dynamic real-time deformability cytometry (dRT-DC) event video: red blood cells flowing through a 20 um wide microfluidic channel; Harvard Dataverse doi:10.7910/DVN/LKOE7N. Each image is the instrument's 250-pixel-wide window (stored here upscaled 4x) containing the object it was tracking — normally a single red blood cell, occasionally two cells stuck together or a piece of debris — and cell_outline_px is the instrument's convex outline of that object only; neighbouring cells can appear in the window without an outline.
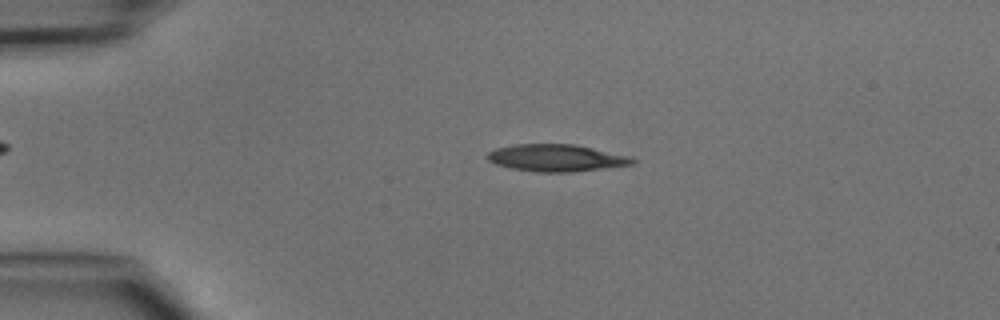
{"species": "common noctule bat (a hibernating species)", "species_latin": "Nyctalus noctula", "temperature_condition": "cold", "stored_images_in_passage": 47, "camera_frame_rate_fps": 3000, "um_per_image_px": 0.085, "animal": {"sex": "male", "body_mass_g": 15.6}, "frame": {"image": 1, "passage_image": 10, "time_ms": 3.0, "image_size_px": [1000, 320], "cell_outline_px": [[636, 160], [632, 164], [572, 172], [536, 172], [512, 168], [496, 164], [488, 160], [488, 152], [496, 148], [516, 144], [576, 144], [632, 156]], "centroid_in_image_um": [47.31, 13.41], "position_along_channel_um": 37.7, "area_um2": 22.83}}
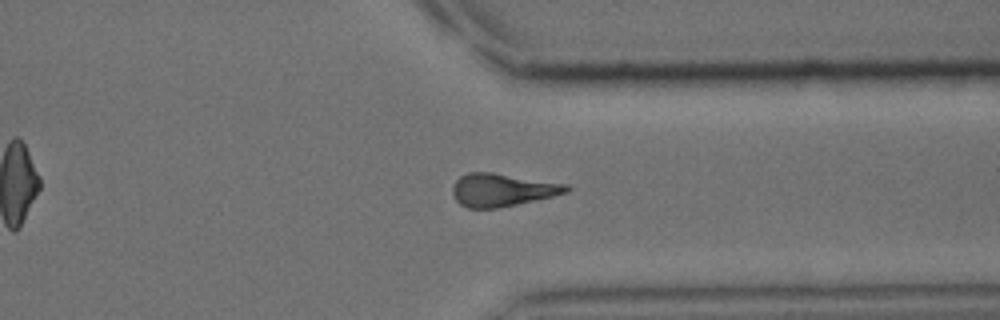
{"frame": {"image": 2, "passage_image": 36, "time_ms": 11.667, "image_size_px": [1000, 320], "cell_outline_px": [[572, 188], [568, 192], [552, 196], [516, 204], [496, 208], [468, 208], [460, 204], [456, 200], [452, 192], [452, 188], [456, 180], [460, 176], [468, 172], [492, 172], [568, 184]], "centroid_in_image_um": [42.68, 16.13], "position_along_channel_um": 368.7, "area_um2": 21.73}}
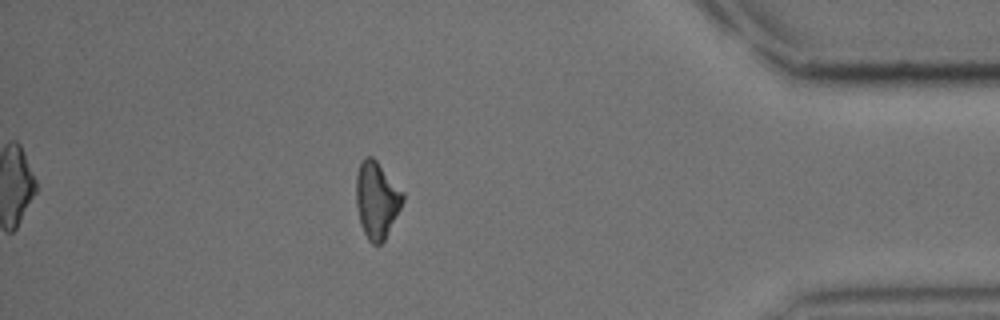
{"frame": {"image": 3, "passage_image": 41, "time_ms": 13.333, "image_size_px": [1000, 320], "cell_outline_px": [[404, 200], [384, 240], [380, 244], [372, 244], [368, 240], [360, 224], [356, 204], [356, 172], [364, 156], [372, 156], [376, 160], [404, 192]], "centroid_in_image_um": [32.01, 16.97], "position_along_channel_um": 403.2, "area_um2": 20.81}}